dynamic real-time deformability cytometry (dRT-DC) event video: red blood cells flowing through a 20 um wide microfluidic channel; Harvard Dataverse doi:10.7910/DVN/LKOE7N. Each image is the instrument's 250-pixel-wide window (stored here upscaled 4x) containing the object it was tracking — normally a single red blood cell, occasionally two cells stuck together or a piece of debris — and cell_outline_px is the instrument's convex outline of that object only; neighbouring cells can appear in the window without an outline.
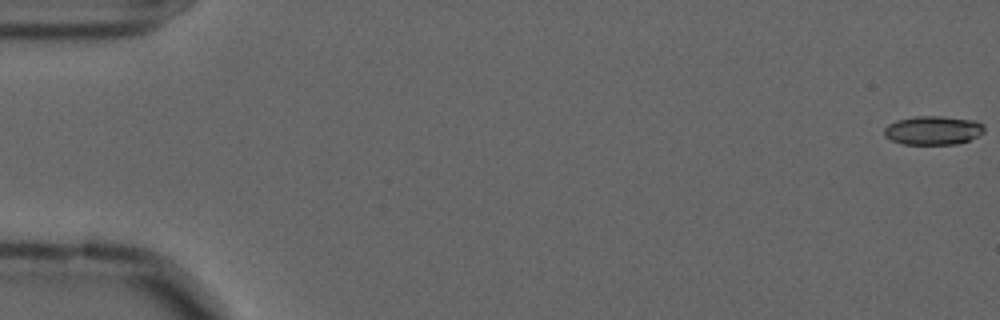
{"species": "common noctule bat (a hibernating species)", "species_latin": "Nyctalus noctula", "temperature_condition": "cold", "stored_images_in_passage": 58, "camera_frame_rate_fps": 3000, "um_per_image_px": 0.085, "animal": {"sex": "male", "forearm_length_mm": 52.5}, "frame": {"image": 1, "passage_image": 1, "time_ms": 0.0, "image_size_px": [1000, 320], "cell_outline_px": [[984, 132], [968, 140], [956, 144], [904, 144], [892, 140], [884, 136], [884, 128], [888, 124], [896, 120], [916, 116], [944, 116], [976, 120], [984, 124]], "centroid_in_image_um": [79.31, 11.06], "position_along_channel_um": 5.7, "area_um2": 16.88}}
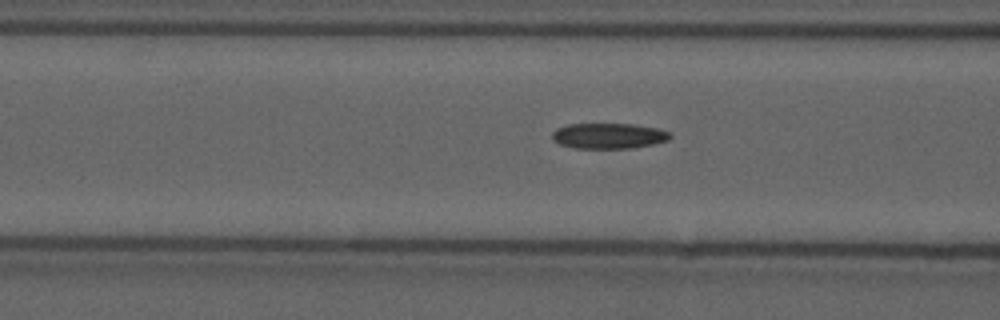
{"frame": {"image": 2, "passage_image": 23, "time_ms": 7.333, "image_size_px": [1000, 320], "cell_outline_px": [[672, 136], [668, 140], [652, 144], [632, 148], [576, 148], [560, 144], [552, 140], [552, 132], [556, 128], [568, 124], [632, 124], [656, 128], [672, 132]], "centroid_in_image_um": [51.73, 11.54], "position_along_channel_um": 114.9, "area_um2": 17.57}}
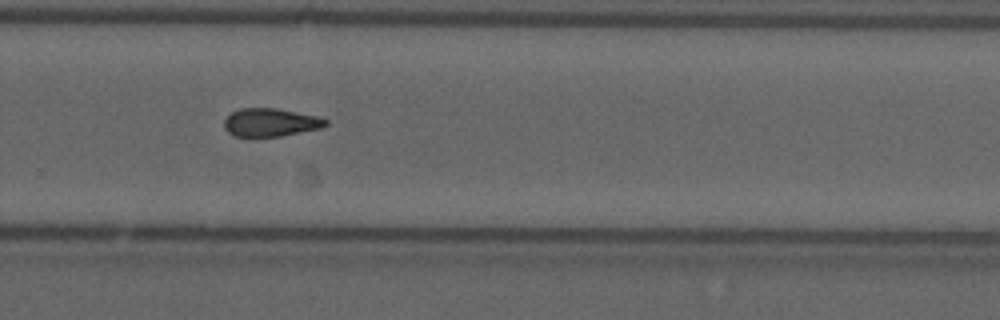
{"frame": {"image": 3, "passage_image": 39, "time_ms": 12.667, "image_size_px": [1000, 320], "cell_outline_px": [[328, 124], [320, 128], [280, 136], [236, 136], [228, 132], [224, 128], [224, 120], [232, 112], [240, 108], [276, 108], [316, 116], [328, 120]], "centroid_in_image_um": [22.98, 10.4], "position_along_channel_um": 306.8, "area_um2": 16.42}, "authors_computed_cell_mechanics": {"area_um2": 17.1377, "velocity_mm_per_s": 3.6045, "shape_relaxation_time_tau1_ms": null, "shape_relaxation_time_tau2_ms": 10.0086, "deformation_change_tau1": null, "deformation_change_tau2": 0.1919}}